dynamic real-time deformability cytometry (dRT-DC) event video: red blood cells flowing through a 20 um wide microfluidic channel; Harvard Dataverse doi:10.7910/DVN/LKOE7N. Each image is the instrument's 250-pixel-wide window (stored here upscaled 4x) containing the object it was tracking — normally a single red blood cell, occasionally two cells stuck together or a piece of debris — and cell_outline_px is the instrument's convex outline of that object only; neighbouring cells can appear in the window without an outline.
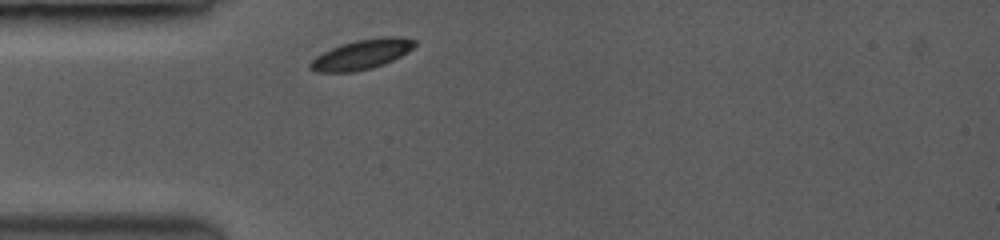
{"species": "common noctule bat (a hibernating species)", "species_latin": "Nyctalus noctula", "temperature_condition": "room temperature", "stored_images_in_passage": 1, "camera_frame_rate_fps": 3500, "um_per_image_px": 0.085, "animal": {"sex": "female", "body_mass_g": 19.0, "forearm_length_mm": 53.3}, "frame": {"image": 1, "passage_image": 1, "time_ms": 0.0, "image_size_px": [1000, 240], "cell_outline_px": [[416, 44], [408, 52], [392, 60], [372, 68], [352, 72], [316, 72], [308, 68], [308, 64], [316, 56], [340, 44], [356, 40], [380, 36], [400, 36], [416, 40]], "centroid_in_image_um": [30.74, 4.61], "position_along_channel_um": 54.3, "area_um2": 18.21}}